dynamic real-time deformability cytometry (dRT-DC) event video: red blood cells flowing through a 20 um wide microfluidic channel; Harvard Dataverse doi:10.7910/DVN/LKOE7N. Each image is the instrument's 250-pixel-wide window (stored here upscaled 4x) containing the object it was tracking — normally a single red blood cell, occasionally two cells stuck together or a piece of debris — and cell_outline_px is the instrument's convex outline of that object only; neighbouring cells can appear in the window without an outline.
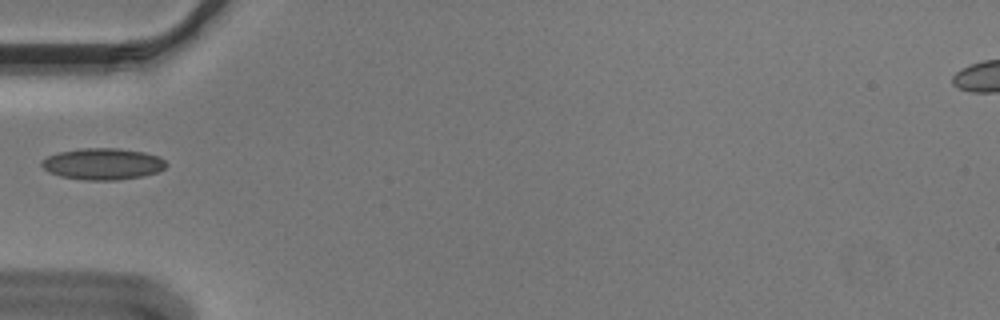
{"species": "Egyptian fruit bat (a non-hibernating species)", "species_latin": "Rousettus aegyptiacus", "temperature_condition": "cold", "stored_images_in_passage": 37, "camera_frame_rate_fps": 3000, "um_per_image_px": 0.085, "animal": {"sex": "male"}, "frame": {"image": 1, "passage_image": 1, "time_ms": 0.0, "image_size_px": [1000, 320], "cell_outline_px": [[168, 164], [164, 168], [156, 172], [144, 176], [116, 180], [84, 180], [60, 176], [48, 172], [40, 164], [40, 160], [48, 156], [60, 152], [84, 148], [116, 148], [144, 152], [160, 156]], "centroid_in_image_um": [8.74, 13.93], "position_along_channel_um": 76.3, "area_um2": 22.89}}
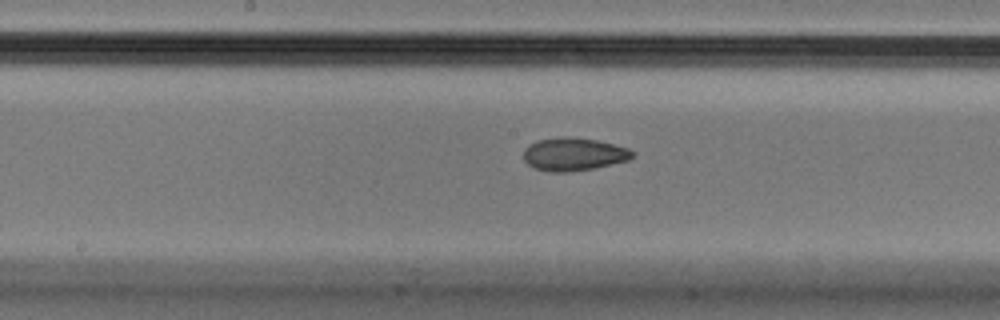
{"frame": {"image": 2, "passage_image": 11, "time_ms": 3.333, "image_size_px": [1000, 320], "cell_outline_px": [[632, 156], [628, 160], [592, 168], [568, 172], [548, 172], [532, 168], [524, 160], [524, 148], [528, 144], [536, 140], [560, 136], [568, 136], [596, 140], [628, 148], [632, 152]], "centroid_in_image_um": [48.67, 13.1], "position_along_channel_um": 199.5, "area_um2": 20.92}}
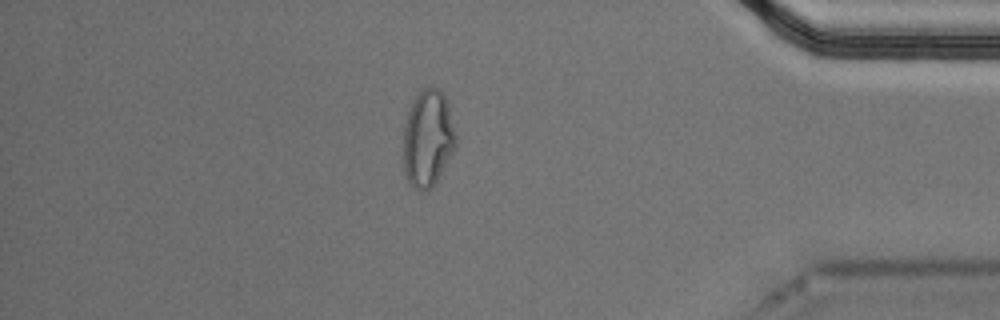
{"frame": {"image": 3, "passage_image": 30, "time_ms": 9.667, "image_size_px": [1000, 320], "cell_outline_px": [[456, 144], [452, 152], [436, 180], [424, 192], [412, 188], [404, 172], [404, 128], [408, 112], [416, 96], [424, 88], [436, 88], [448, 100], [456, 136]], "centroid_in_image_um": [36.36, 11.77], "position_along_channel_um": 398.8, "area_um2": 29.07}}